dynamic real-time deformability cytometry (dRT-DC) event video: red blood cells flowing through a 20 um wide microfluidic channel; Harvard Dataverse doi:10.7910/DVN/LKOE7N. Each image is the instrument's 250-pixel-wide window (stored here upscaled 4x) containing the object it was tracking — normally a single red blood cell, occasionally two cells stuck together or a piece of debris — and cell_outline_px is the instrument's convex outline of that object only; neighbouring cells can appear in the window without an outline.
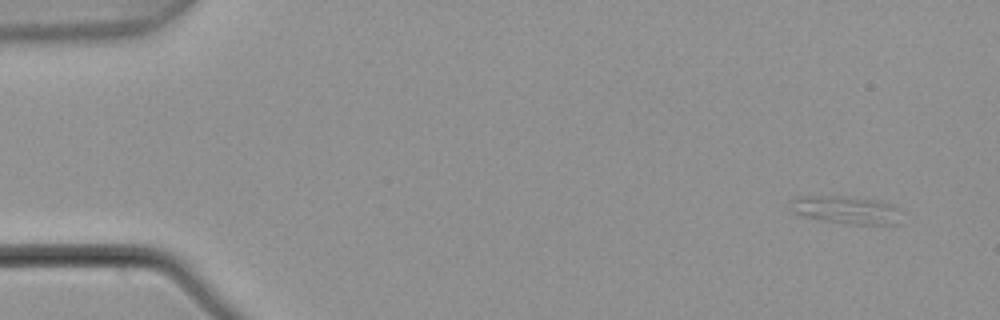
{"species": "common noctule bat (a hibernating species)", "species_latin": "Nyctalus noctula", "temperature_condition": "warm", "stored_images_in_passage": 5, "camera_frame_rate_fps": 3000, "um_per_image_px": 0.085, "animal": {"sex": "male", "body_mass_g": 21.5, "forearm_length_mm": 52.0}, "frame": {"image": 1, "passage_image": 1, "time_ms": 0.0, "image_size_px": [1000, 320], "cell_outline_px": [[900, 224], [852, 224], [820, 220], [804, 216], [792, 212], [788, 200], [796, 196], [836, 196], [880, 200], [896, 204]], "centroid_in_image_um": [71.88, 17.83], "position_along_channel_um": 13.1, "area_um2": 18.15}}
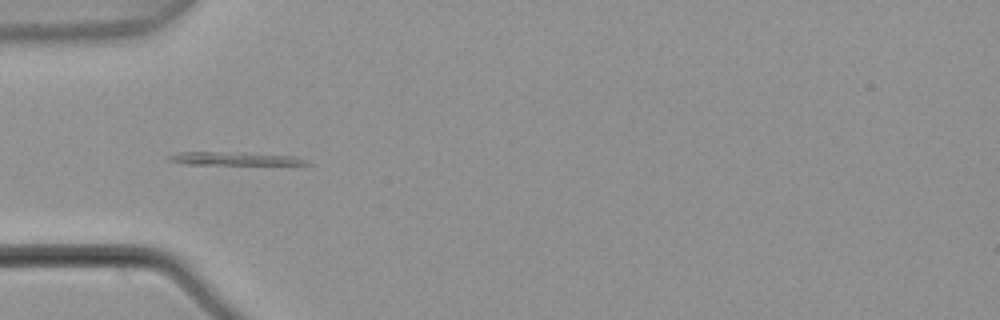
{"frame": {"image": 2, "passage_image": 4, "time_ms": 1.0, "image_size_px": [1000, 320], "cell_outline_px": [[312, 164], [184, 164], [168, 160], [168, 156], [176, 152], [216, 152], [292, 156], [308, 160]], "centroid_in_image_um": [19.82, 13.49], "position_along_channel_um": 65.2, "area_um2": 10.06}}